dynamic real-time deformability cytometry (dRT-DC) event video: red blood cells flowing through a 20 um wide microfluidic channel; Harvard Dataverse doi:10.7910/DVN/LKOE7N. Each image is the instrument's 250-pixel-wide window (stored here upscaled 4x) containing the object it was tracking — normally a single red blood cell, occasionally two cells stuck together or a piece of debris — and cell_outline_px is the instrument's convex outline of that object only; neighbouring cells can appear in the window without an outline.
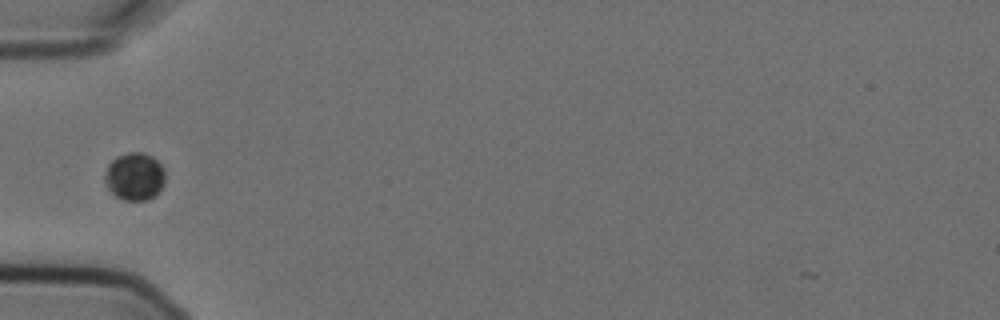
{"species": "Egyptian fruit bat (a non-hibernating species)", "species_latin": "Rousettus aegyptiacus", "temperature_condition": "cold", "stored_images_in_passage": 1, "camera_frame_rate_fps": 3000, "um_per_image_px": 0.085, "animal": {"sex": "female"}, "frame": {"image": 1, "passage_image": 1, "time_ms": 0.0, "image_size_px": [1000, 320], "cell_outline_px": [[164, 184], [148, 200], [124, 200], [116, 196], [108, 188], [104, 180], [104, 176], [108, 164], [116, 156], [128, 152], [144, 152], [152, 156], [164, 168]], "centroid_in_image_um": [11.42, 14.97], "position_along_channel_um": 73.6, "area_um2": 16.7}}